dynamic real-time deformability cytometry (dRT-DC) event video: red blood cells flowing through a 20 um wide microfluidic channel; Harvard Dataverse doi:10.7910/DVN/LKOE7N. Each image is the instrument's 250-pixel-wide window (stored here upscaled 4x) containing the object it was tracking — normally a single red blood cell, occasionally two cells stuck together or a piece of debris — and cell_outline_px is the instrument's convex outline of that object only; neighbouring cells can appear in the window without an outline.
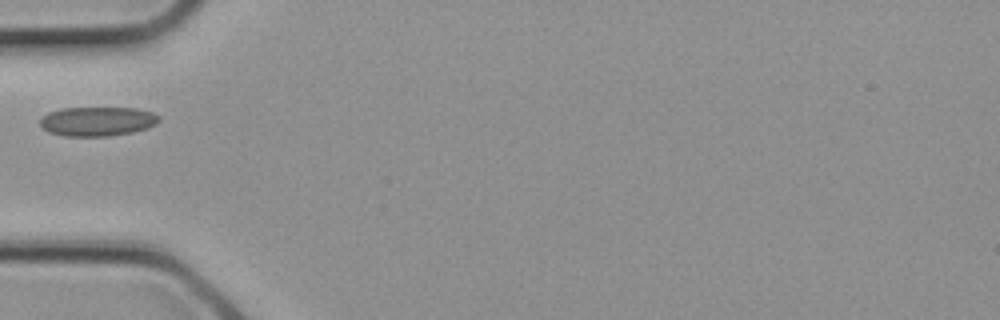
{"species": "common noctule bat (a hibernating species)", "species_latin": "Nyctalus noctula", "temperature_condition": "cold", "stored_images_in_passage": 2, "camera_frame_rate_fps": 3000, "um_per_image_px": 0.085, "animal": {"sex": "female", "body_mass_g": 21.9}, "frame": {"image": 1, "passage_image": 2, "time_ms": 0.333, "image_size_px": [1000, 320], "cell_outline_px": [[160, 120], [156, 124], [148, 128], [132, 132], [108, 136], [64, 136], [48, 132], [40, 124], [40, 120], [48, 112], [60, 108], [136, 108], [152, 112], [160, 116]], "centroid_in_image_um": [8.29, 10.31], "position_along_channel_um": 76.7, "area_um2": 20.35}}